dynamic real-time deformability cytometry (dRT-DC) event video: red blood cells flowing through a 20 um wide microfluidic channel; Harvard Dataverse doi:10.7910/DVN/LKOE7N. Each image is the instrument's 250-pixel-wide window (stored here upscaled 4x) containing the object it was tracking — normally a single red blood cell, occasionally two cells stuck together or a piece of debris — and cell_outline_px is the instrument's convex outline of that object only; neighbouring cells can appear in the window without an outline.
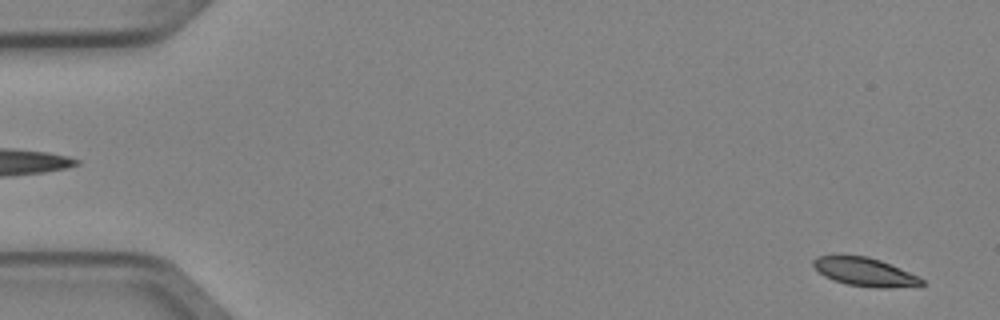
{"species": "Egyptian fruit bat (a non-hibernating species)", "species_latin": "Rousettus aegyptiacus", "temperature_condition": "cold", "stored_images_in_passage": 4, "segment_of_instrument_passage": [2, 2], "camera_frame_rate_fps": 3000, "um_per_image_px": 0.085, "animal": {"sex": "female"}, "frame": {"image": 1, "passage_image": 4, "time_ms": 1.0, "image_size_px": [1000, 320], "cell_outline_px": [[924, 284], [920, 288], [880, 288], [848, 284], [832, 280], [824, 276], [812, 264], [812, 260], [820, 256], [868, 256], [880, 260], [920, 276], [924, 280]], "centroid_in_image_um": [73.63, 23.15], "position_along_channel_um": 11.4, "area_um2": 18.15}}